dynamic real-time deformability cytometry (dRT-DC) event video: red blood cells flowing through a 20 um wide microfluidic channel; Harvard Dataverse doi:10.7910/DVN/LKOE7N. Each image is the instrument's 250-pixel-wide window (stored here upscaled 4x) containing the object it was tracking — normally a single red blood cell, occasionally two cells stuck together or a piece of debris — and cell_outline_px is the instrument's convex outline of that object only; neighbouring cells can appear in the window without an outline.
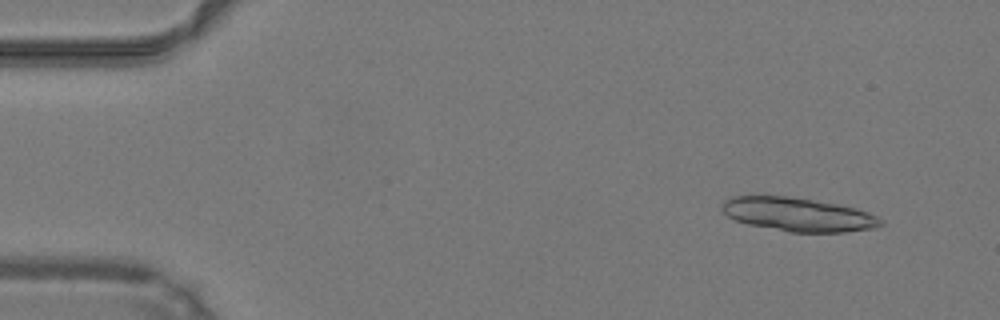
{"species": "common noctule bat (a hibernating species)", "species_latin": "Nyctalus noctula", "temperature_condition": "warm", "stored_images_in_passage": 48, "camera_frame_rate_fps": 3000, "um_per_image_px": 0.085, "animal": {"sex": "male", "body_mass_g": 19.2, "forearm_length_mm": 51.8}, "frame": {"image": 1, "passage_image": 4, "time_ms": 1.0, "image_size_px": [1000, 320], "cell_outline_px": [[884, 224], [876, 228], [844, 232], [788, 232], [748, 224], [736, 220], [728, 216], [720, 208], [724, 200], [732, 196], [792, 196], [836, 204], [856, 208], [868, 212], [884, 220]], "centroid_in_image_um": [67.85, 18.23], "position_along_channel_um": 17.1, "area_um2": 31.27}}
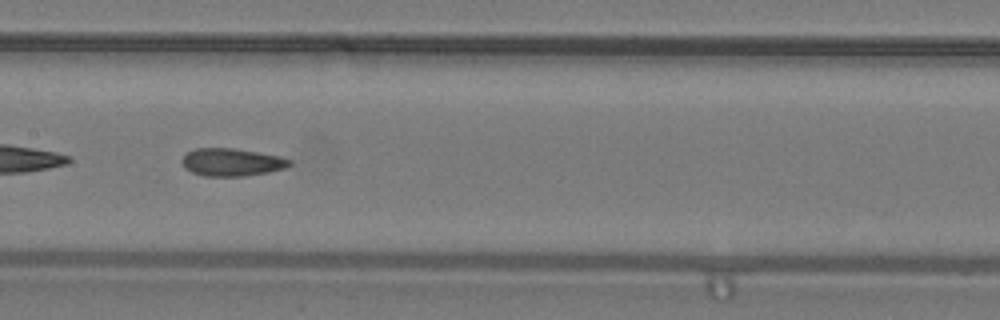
{"frame": {"image": 2, "passage_image": 24, "time_ms": 7.667, "image_size_px": [1000, 320], "cell_outline_px": [[292, 164], [284, 168], [268, 172], [244, 176], [204, 176], [192, 172], [184, 168], [180, 160], [184, 152], [196, 148], [236, 148], [280, 156], [292, 160]], "centroid_in_image_um": [19.65, 13.77], "position_along_channel_um": 187.7, "area_um2": 17.63}}
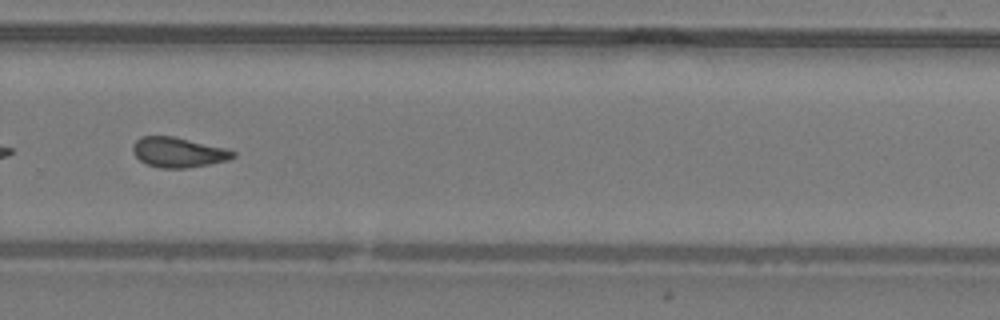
{"frame": {"image": 3, "passage_image": 33, "time_ms": 10.667, "image_size_px": [1000, 320], "cell_outline_px": [[236, 156], [228, 160], [188, 168], [160, 168], [144, 164], [132, 152], [132, 144], [140, 136], [172, 136], [224, 148], [236, 152]], "centroid_in_image_um": [15.1, 12.95], "position_along_channel_um": 314.7, "area_um2": 17.51}, "authors_computed_cell_mechanics": {"area_um2": 17.7446, "velocity_mm_per_s": 4.2521, "shape_relaxation_time_tau1_ms": null, "shape_relaxation_time_tau2_ms": 3.2751, "deformation_change_tau1": null, "deformation_change_tau2": 0.1167}}